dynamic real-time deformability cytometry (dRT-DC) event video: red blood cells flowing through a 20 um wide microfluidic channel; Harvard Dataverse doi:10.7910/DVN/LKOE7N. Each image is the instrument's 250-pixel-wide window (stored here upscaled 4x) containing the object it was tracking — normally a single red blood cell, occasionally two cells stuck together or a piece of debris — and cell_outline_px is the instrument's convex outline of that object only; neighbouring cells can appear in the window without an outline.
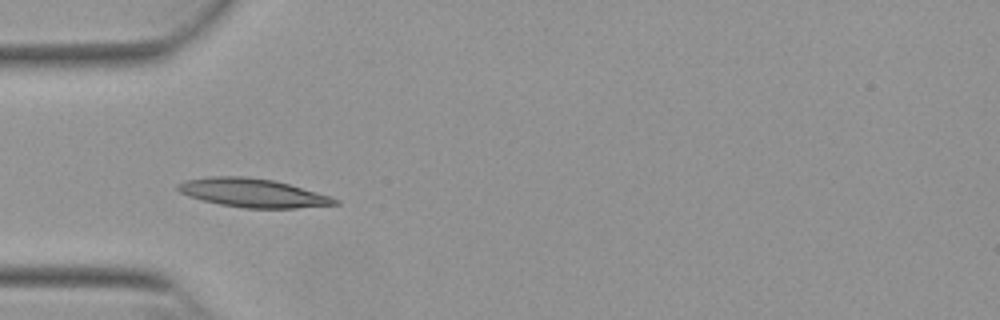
{"species": "Egyptian fruit bat (a non-hibernating species)", "species_latin": "Rousettus aegyptiacus", "temperature_condition": "warm", "stored_images_in_passage": 37, "camera_frame_rate_fps": 3000, "um_per_image_px": 0.085, "animal": {"sex": "female"}, "frame": {"image": 1, "passage_image": 1, "time_ms": 0.0, "image_size_px": [1000, 320], "cell_outline_px": [[340, 204], [296, 208], [244, 208], [220, 204], [188, 196], [180, 192], [176, 188], [176, 184], [184, 180], [208, 176], [244, 176], [272, 180], [288, 184], [332, 196], [340, 200]], "centroid_in_image_um": [21.48, 16.39], "position_along_channel_um": 63.5, "area_um2": 26.24}}
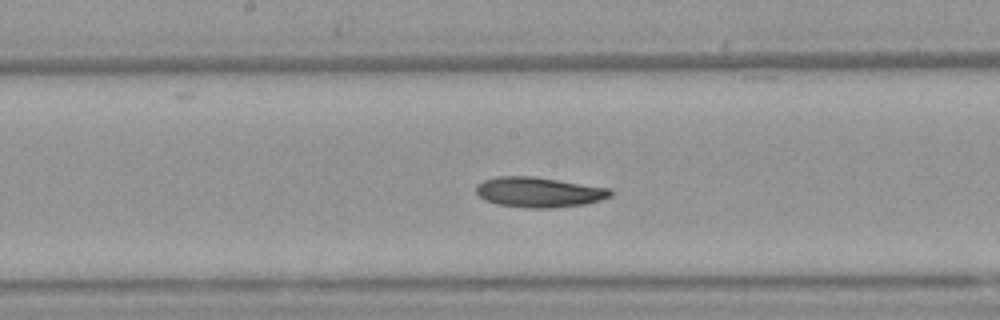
{"frame": {"image": 2, "passage_image": 12, "time_ms": 3.667, "image_size_px": [1000, 320], "cell_outline_px": [[612, 196], [600, 200], [584, 204], [552, 208], [528, 208], [496, 204], [484, 200], [476, 192], [476, 184], [484, 180], [496, 176], [532, 176], [612, 188]], "centroid_in_image_um": [45.8, 16.33], "position_along_channel_um": 202.4, "area_um2": 23.76}}
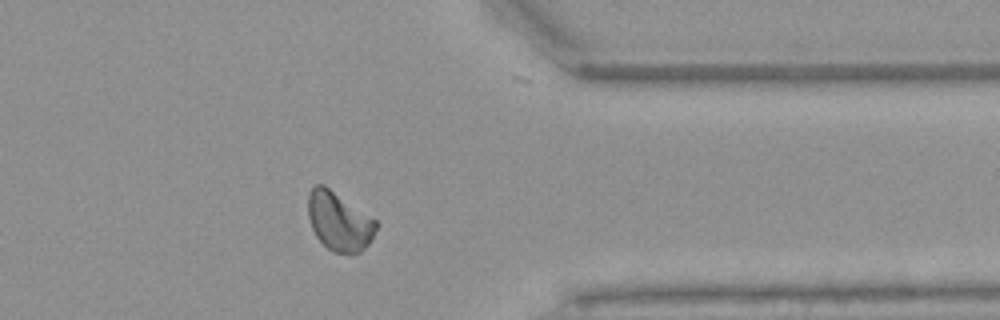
{"frame": {"image": 3, "passage_image": 27, "time_ms": 8.667, "image_size_px": [1000, 320], "cell_outline_px": [[376, 228], [368, 244], [360, 252], [332, 252], [316, 236], [312, 228], [308, 216], [308, 196], [312, 188], [316, 184], [324, 184], [376, 220]], "centroid_in_image_um": [28.79, 18.79], "position_along_channel_um": 382.6, "area_um2": 22.83}}